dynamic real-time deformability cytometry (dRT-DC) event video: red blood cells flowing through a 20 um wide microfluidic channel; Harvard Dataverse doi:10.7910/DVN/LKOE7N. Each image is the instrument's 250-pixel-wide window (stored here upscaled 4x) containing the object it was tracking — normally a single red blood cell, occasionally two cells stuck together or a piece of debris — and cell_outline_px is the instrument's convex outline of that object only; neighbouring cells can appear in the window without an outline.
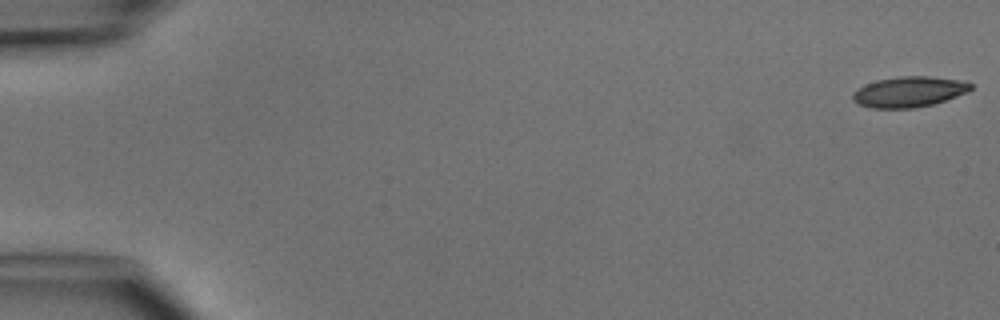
{"species": "common noctule bat (a hibernating species)", "species_latin": "Nyctalus noctula", "temperature_condition": "cold", "stored_images_in_passage": 5, "camera_frame_rate_fps": 3000, "um_per_image_px": 0.085, "animal": {"sex": "male", "body_mass_g": 15.6}, "frame": {"image": 1, "passage_image": 1, "time_ms": 0.0, "image_size_px": [1000, 320], "cell_outline_px": [[972, 88], [968, 92], [932, 104], [912, 108], [872, 108], [860, 104], [852, 100], [852, 92], [864, 84], [876, 80], [900, 76], [928, 76], [956, 80], [972, 84]], "centroid_in_image_um": [77.21, 7.8], "position_along_channel_um": 7.8, "area_um2": 20.81}}
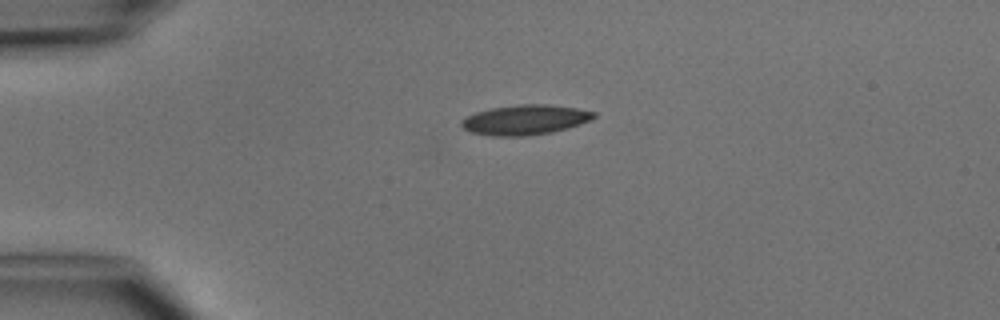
{"frame": {"image": 2, "passage_image": 4, "time_ms": 3.667, "image_size_px": [1000, 320], "cell_outline_px": [[596, 116], [580, 124], [568, 128], [552, 132], [524, 136], [492, 136], [472, 132], [464, 128], [460, 124], [460, 120], [476, 112], [492, 108], [520, 104], [548, 104], [576, 108], [596, 112]], "centroid_in_image_um": [44.63, 10.18], "position_along_channel_um": 40.4, "area_um2": 22.95}}